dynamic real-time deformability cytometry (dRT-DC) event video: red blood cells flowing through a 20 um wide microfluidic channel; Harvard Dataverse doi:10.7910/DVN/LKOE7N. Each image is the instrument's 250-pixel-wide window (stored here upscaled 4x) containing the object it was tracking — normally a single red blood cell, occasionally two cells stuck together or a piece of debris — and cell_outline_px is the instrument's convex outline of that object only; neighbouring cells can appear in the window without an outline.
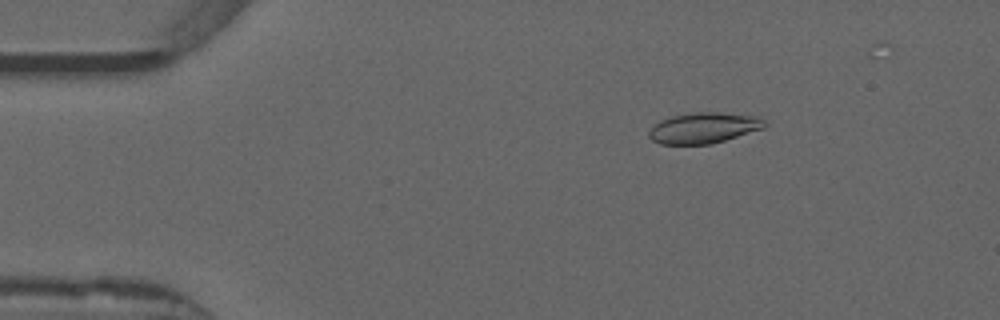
{"species": "common noctule bat (a hibernating species)", "species_latin": "Nyctalus noctula", "temperature_condition": "warm", "stored_images_in_passage": 41, "camera_frame_rate_fps": 3000, "um_per_image_px": 0.085, "animal": {"sex": "male", "forearm_length_mm": 52.5}, "frame": {"image": 1, "passage_image": 3, "time_ms": 0.667, "image_size_px": [1000, 320], "cell_outline_px": [[768, 124], [764, 128], [712, 144], [660, 144], [652, 140], [648, 136], [648, 132], [660, 120], [672, 116], [696, 112], [716, 112], [756, 116], [764, 120]], "centroid_in_image_um": [59.82, 10.87], "position_along_channel_um": 25.2, "area_um2": 20.63}}
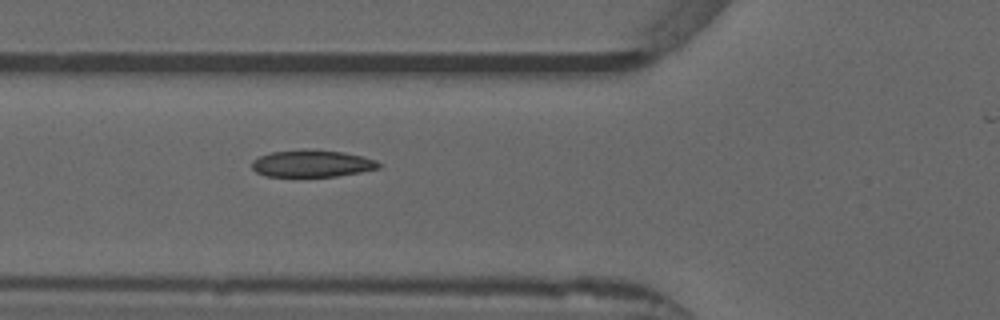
{"frame": {"image": 2, "passage_image": 14, "time_ms": 4.333, "image_size_px": [1000, 320], "cell_outline_px": [[384, 164], [380, 168], [360, 172], [336, 176], [264, 176], [256, 172], [252, 168], [252, 160], [260, 156], [272, 152], [304, 148], [312, 148], [344, 152], [376, 160]], "centroid_in_image_um": [26.53, 13.88], "position_along_channel_um": 99.3, "area_um2": 20.23}}
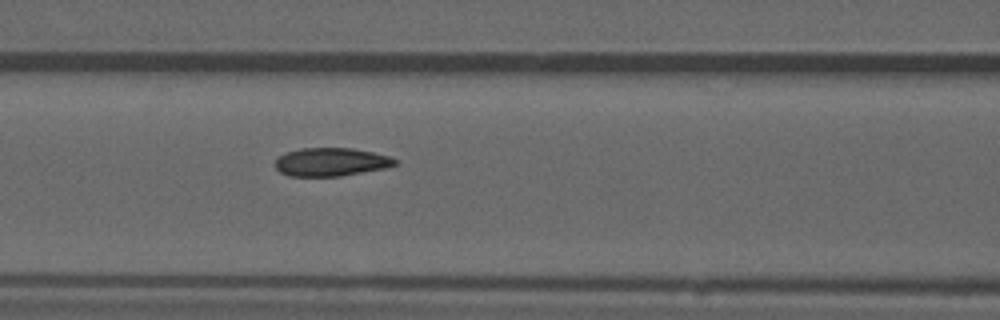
{"frame": {"image": 3, "passage_image": 17, "time_ms": 5.333, "image_size_px": [1000, 320], "cell_outline_px": [[396, 164], [388, 168], [340, 176], [288, 176], [280, 172], [276, 168], [276, 160], [284, 152], [300, 148], [352, 148], [372, 152], [388, 156], [396, 160]], "centroid_in_image_um": [28.12, 13.77], "position_along_channel_um": 138.5, "area_um2": 19.77}}